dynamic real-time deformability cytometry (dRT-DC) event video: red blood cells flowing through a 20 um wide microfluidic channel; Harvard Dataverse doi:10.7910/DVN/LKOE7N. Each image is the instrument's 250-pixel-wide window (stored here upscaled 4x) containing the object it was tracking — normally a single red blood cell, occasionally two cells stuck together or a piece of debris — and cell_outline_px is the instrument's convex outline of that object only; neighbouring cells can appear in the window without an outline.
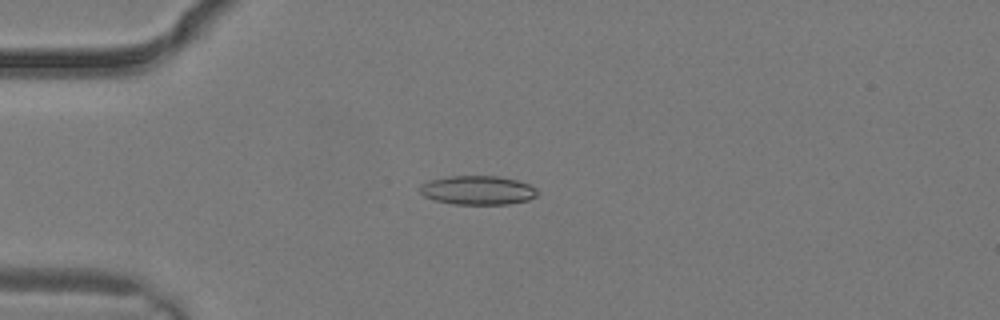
{"species": "common noctule bat (a hibernating species)", "species_latin": "Nyctalus noctula", "temperature_condition": "warm", "stored_images_in_passage": 3, "camera_frame_rate_fps": 3000, "um_per_image_px": 0.085, "animal": {"sex": "male", "body_mass_g": 19.2, "forearm_length_mm": 51.8}, "frame": {"image": 1, "passage_image": 3, "time_ms": 0.667, "image_size_px": [1000, 320], "cell_outline_px": [[540, 192], [536, 196], [528, 200], [508, 204], [456, 204], [436, 200], [424, 196], [420, 192], [420, 184], [432, 180], [448, 176], [500, 176], [516, 180], [528, 184], [536, 188]], "centroid_in_image_um": [40.64, 16.16], "position_along_channel_um": 44.4, "area_um2": 19.77}}